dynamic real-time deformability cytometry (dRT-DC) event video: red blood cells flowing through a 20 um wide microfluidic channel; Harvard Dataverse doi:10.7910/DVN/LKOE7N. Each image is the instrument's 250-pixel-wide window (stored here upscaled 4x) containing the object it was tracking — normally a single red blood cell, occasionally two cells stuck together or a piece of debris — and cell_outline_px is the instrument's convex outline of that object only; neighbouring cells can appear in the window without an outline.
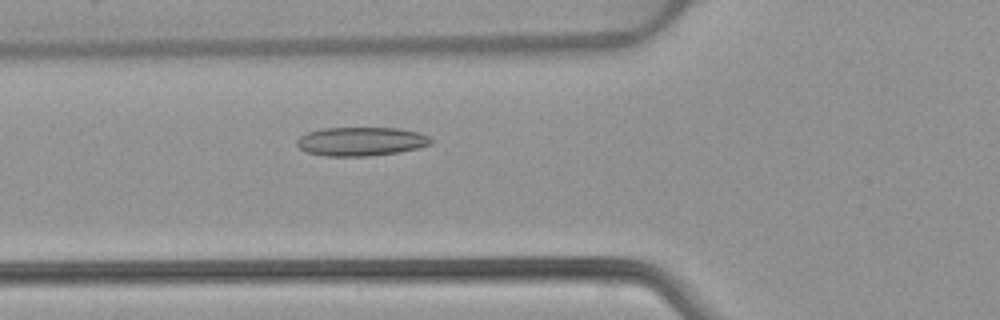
{"species": "common noctule bat (a hibernating species)", "species_latin": "Nyctalus noctula", "temperature_condition": "warm", "stored_images_in_passage": 48, "camera_frame_rate_fps": 3000, "um_per_image_px": 0.085, "animal": {"sex": "female", "body_mass_g": 22.7, "forearm_length_mm": 54.2}, "frame": {"image": 1, "passage_image": 15, "time_ms": 4.667, "image_size_px": [1000, 320], "cell_outline_px": [[432, 144], [420, 148], [400, 152], [368, 156], [324, 156], [308, 152], [300, 148], [296, 144], [296, 140], [300, 136], [308, 132], [324, 128], [400, 128], [420, 132], [428, 136], [432, 140]], "centroid_in_image_um": [30.72, 12.02], "position_along_channel_um": 95.1, "area_um2": 22.66}}
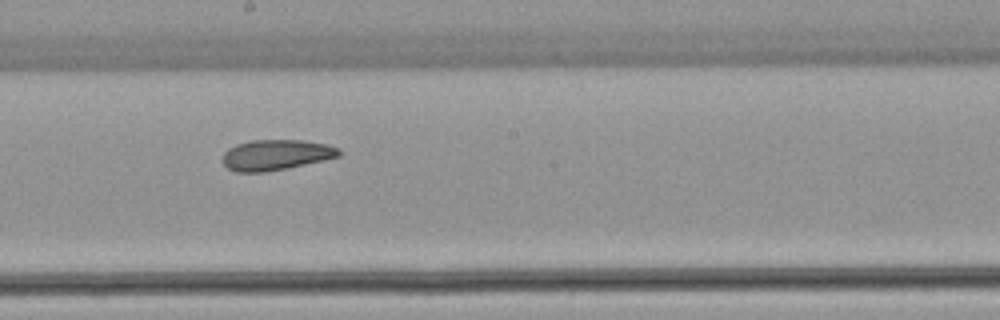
{"frame": {"image": 2, "passage_image": 25, "time_ms": 8.0, "image_size_px": [1000, 320], "cell_outline_px": [[340, 156], [324, 160], [288, 168], [264, 172], [236, 172], [228, 168], [224, 164], [224, 152], [228, 148], [236, 144], [252, 140], [304, 140], [328, 144], [340, 148]], "centroid_in_image_um": [23.48, 13.16], "position_along_channel_um": 224.7, "area_um2": 20.75}}
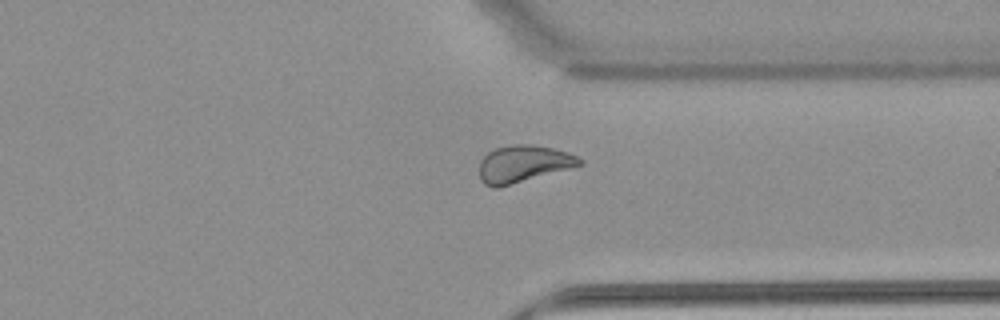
{"frame": {"image": 3, "passage_image": 36, "time_ms": 11.667, "image_size_px": [1000, 320], "cell_outline_px": [[584, 164], [496, 188], [492, 188], [484, 184], [480, 180], [480, 160], [488, 152], [496, 148], [512, 144], [532, 144], [552, 148], [568, 152], [584, 160]], "centroid_in_image_um": [44.47, 13.92], "position_along_channel_um": 366.9, "area_um2": 21.5}, "authors_computed_cell_mechanics": {"area_um2": 22.2819, "velocity_mm_per_s": 3.8813, "shape_relaxation_time_tau1_ms": null, "shape_relaxation_time_tau2_ms": 3.1899, "deformation_change_tau1": null, "deformation_change_tau2": 0.0911}}